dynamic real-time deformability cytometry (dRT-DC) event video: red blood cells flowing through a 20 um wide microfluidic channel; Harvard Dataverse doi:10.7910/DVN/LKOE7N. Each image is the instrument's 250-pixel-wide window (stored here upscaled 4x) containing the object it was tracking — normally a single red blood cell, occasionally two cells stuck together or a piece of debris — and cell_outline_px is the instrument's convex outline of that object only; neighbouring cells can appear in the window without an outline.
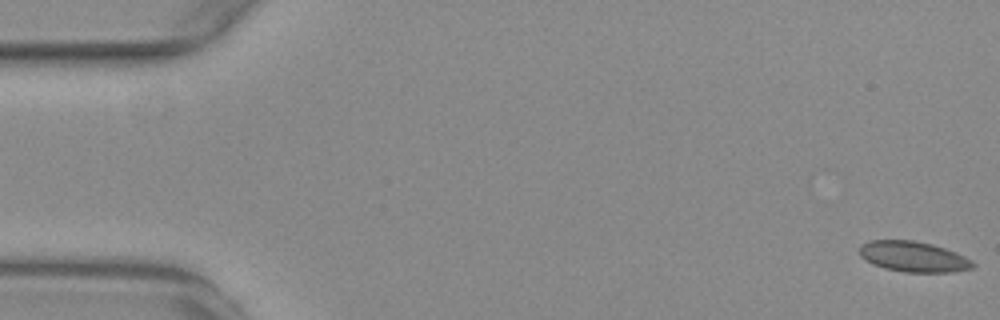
{"species": "common noctule bat (a hibernating species)", "species_latin": "Nyctalus noctula", "temperature_condition": "warm", "stored_images_in_passage": 29, "camera_frame_rate_fps": 3000, "um_per_image_px": 0.085, "animal": {"sex": "female", "body_mass_g": 29.2, "forearm_length_mm": 56.3}, "frame": {"image": 1, "passage_image": 1, "time_ms": 0.0, "image_size_px": [1000, 320], "cell_outline_px": [[976, 264], [972, 268], [952, 272], [904, 272], [884, 268], [860, 256], [860, 244], [868, 240], [912, 240], [932, 244], [956, 252], [972, 260]], "centroid_in_image_um": [77.66, 21.81], "position_along_channel_um": 7.3, "area_um2": 20.06}}
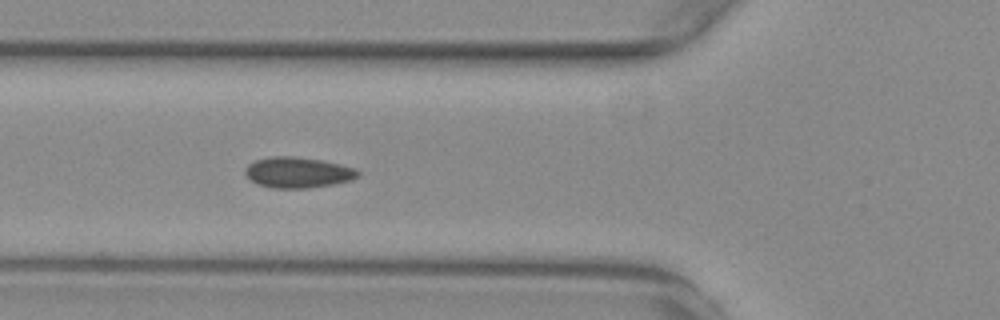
{"frame": {"image": 2, "passage_image": 20, "time_ms": 6.333, "image_size_px": [1000, 320], "cell_outline_px": [[360, 176], [352, 180], [332, 184], [308, 188], [272, 188], [256, 184], [248, 180], [244, 172], [244, 168], [248, 164], [256, 160], [272, 156], [292, 156], [320, 160], [340, 164], [356, 168], [360, 172]], "centroid_in_image_um": [25.29, 14.66], "position_along_channel_um": 100.5, "area_um2": 20.4}}
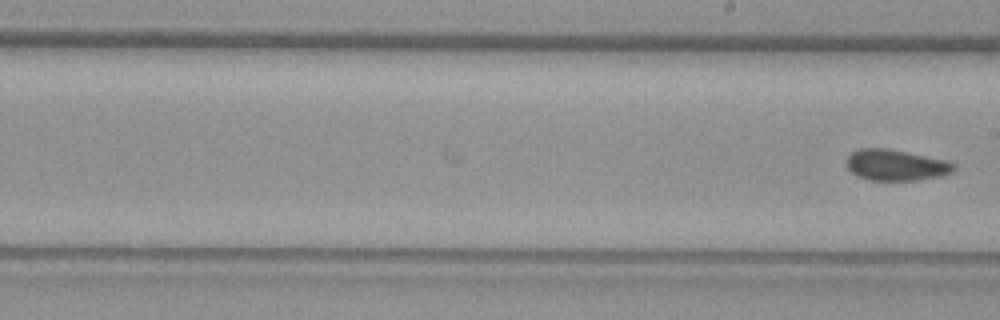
{"frame": {"image": 3, "passage_image": 29, "time_ms": 9.333, "image_size_px": [1000, 320], "cell_outline_px": [[956, 168], [952, 172], [940, 176], [916, 180], [868, 180], [856, 176], [844, 164], [844, 160], [852, 152], [860, 148], [888, 148], [944, 160], [956, 164]], "centroid_in_image_um": [76.1, 14.03], "position_along_channel_um": 212.9, "area_um2": 19.48}}